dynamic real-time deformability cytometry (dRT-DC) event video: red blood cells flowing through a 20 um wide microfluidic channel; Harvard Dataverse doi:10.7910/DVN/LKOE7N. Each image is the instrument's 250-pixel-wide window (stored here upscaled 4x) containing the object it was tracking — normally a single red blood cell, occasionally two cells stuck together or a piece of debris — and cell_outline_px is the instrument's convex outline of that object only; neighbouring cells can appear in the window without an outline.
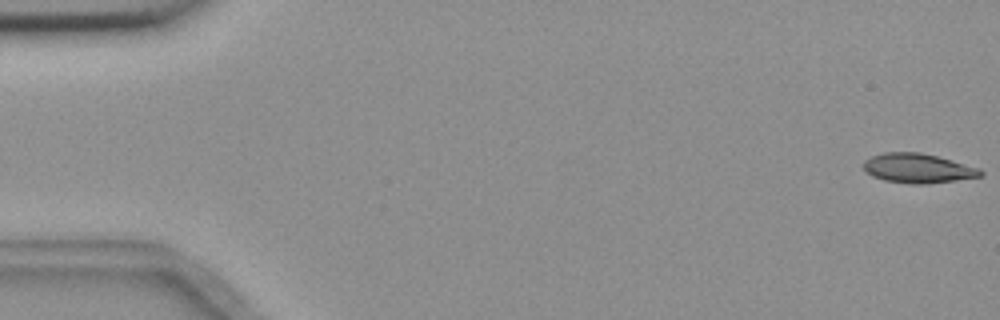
{"species": "common noctule bat (a hibernating species)", "species_latin": "Nyctalus noctula", "temperature_condition": "room temperature", "stored_images_in_passage": 16, "camera_frame_rate_fps": 3000, "um_per_image_px": 0.085, "animal": {"sex": "female", "body_mass_g": 18.4}, "frame": {"image": 1, "passage_image": 1, "time_ms": 0.0, "image_size_px": [1000, 320], "cell_outline_px": [[984, 172], [980, 176], [956, 180], [928, 184], [912, 184], [884, 180], [872, 176], [864, 168], [864, 160], [872, 156], [884, 152], [920, 152], [952, 160], [980, 168]], "centroid_in_image_um": [78.02, 14.3], "position_along_channel_um": 7.0, "area_um2": 20.0}}
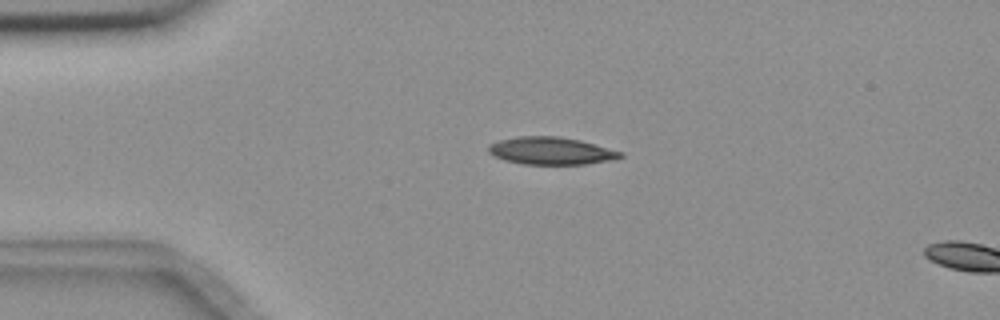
{"frame": {"image": 2, "passage_image": 13, "time_ms": 4.0, "image_size_px": [1000, 320], "cell_outline_px": [[624, 156], [608, 160], [584, 164], [524, 164], [504, 160], [488, 152], [488, 144], [500, 140], [516, 136], [560, 136], [580, 140], [624, 152]], "centroid_in_image_um": [46.82, 12.81], "position_along_channel_um": 38.2, "area_um2": 21.04}}